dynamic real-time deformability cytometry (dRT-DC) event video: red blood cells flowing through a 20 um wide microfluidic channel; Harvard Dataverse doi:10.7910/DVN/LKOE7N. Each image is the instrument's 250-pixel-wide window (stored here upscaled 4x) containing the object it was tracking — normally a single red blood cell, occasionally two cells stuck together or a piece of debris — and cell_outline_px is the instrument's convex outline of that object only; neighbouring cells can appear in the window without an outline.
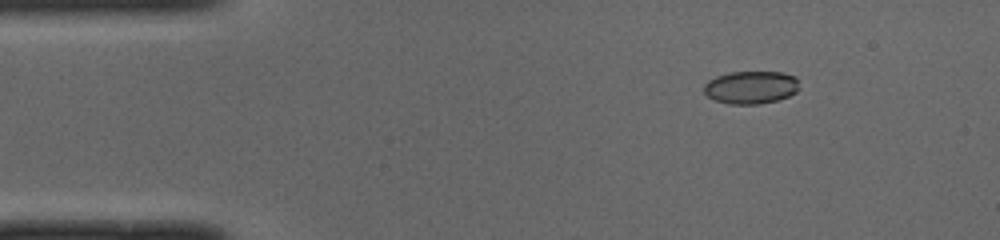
{"species": "common noctule bat (a hibernating species)", "species_latin": "Nyctalus noctula", "temperature_condition": "cold", "stored_images_in_passage": 45, "camera_frame_rate_fps": 3000, "um_per_image_px": 0.085, "animal": {"sex": "male", "body_mass_g": 19.0, "forearm_length_mm": 50.8}, "frame": {"image": 1, "passage_image": 2, "time_ms": 0.333, "image_size_px": [1000, 240], "cell_outline_px": [[800, 88], [796, 92], [788, 96], [776, 100], [760, 104], [728, 104], [712, 100], [704, 92], [704, 84], [708, 80], [716, 76], [728, 72], [780, 72], [796, 76]], "centroid_in_image_um": [63.81, 7.42], "position_along_channel_um": 21.2, "area_um2": 18.44}}
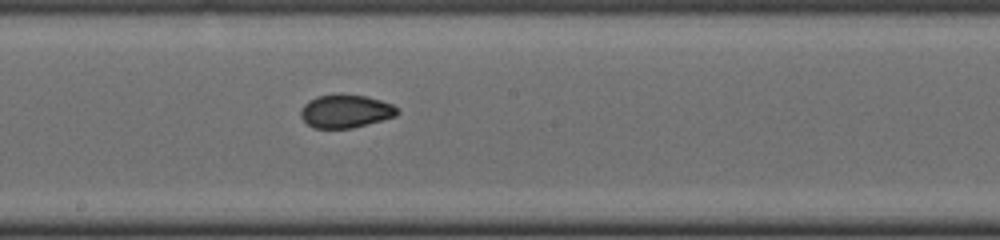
{"frame": {"image": 2, "passage_image": 22, "time_ms": 7.0, "image_size_px": [1000, 240], "cell_outline_px": [[400, 112], [396, 116], [352, 128], [312, 128], [300, 116], [300, 108], [308, 100], [316, 96], [368, 96], [392, 104], [400, 108]], "centroid_in_image_um": [29.38, 9.47], "position_along_channel_um": 218.8, "area_um2": 18.44}}
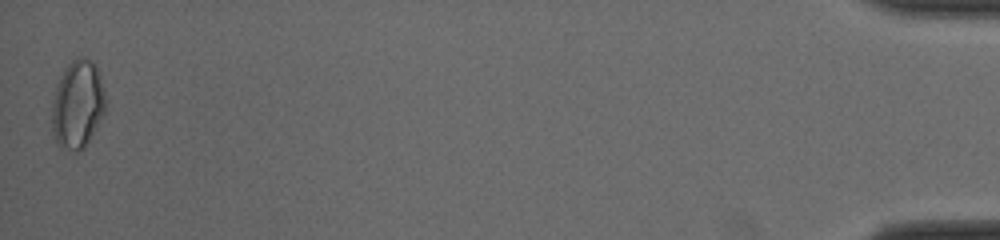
{"frame": {"image": 3, "passage_image": 45, "time_ms": 14.667, "image_size_px": [1000, 240], "cell_outline_px": [[104, 112], [84, 148], [80, 152], [76, 152], [60, 148], [56, 144], [52, 132], [52, 100], [60, 76], [64, 68], [72, 60], [80, 56], [84, 56], [92, 60], [96, 64], [104, 92]], "centroid_in_image_um": [6.56, 8.88], "position_along_channel_um": 428.6, "area_um2": 27.57}, "authors_computed_cell_mechanics": {"area_um2": 18.785, "velocity_mm_per_s": 4.013, "shape_relaxation_time_tau1_ms": null, "shape_relaxation_time_tau2_ms": 1.1997, "deformation_change_tau1": null, "deformation_change_tau2": 0.0482}}